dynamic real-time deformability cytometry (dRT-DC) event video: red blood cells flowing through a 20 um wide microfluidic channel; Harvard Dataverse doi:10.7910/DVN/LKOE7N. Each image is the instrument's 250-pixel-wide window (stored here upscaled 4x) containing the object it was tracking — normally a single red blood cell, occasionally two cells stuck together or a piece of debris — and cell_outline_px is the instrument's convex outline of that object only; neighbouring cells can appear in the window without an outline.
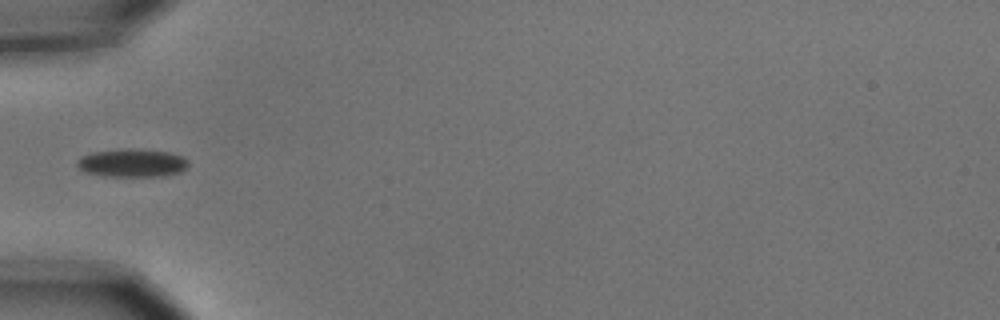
{"species": "common noctule bat (a hibernating species)", "species_latin": "Nyctalus noctula", "temperature_condition": "cold", "stored_images_in_passage": 6, "camera_frame_rate_fps": 3000, "um_per_image_px": 0.085, "animal": {"sex": "male", "body_mass_g": 15.6}, "frame": {"image": 1, "passage_image": 4, "time_ms": 1.0, "image_size_px": [1000, 320], "cell_outline_px": [[188, 164], [180, 172], [164, 176], [104, 176], [88, 172], [80, 168], [76, 164], [76, 160], [80, 156], [92, 152], [124, 148], [132, 148], [168, 152], [180, 156], [188, 160]], "centroid_in_image_um": [11.2, 13.84], "position_along_channel_um": 73.8, "area_um2": 18.21}}
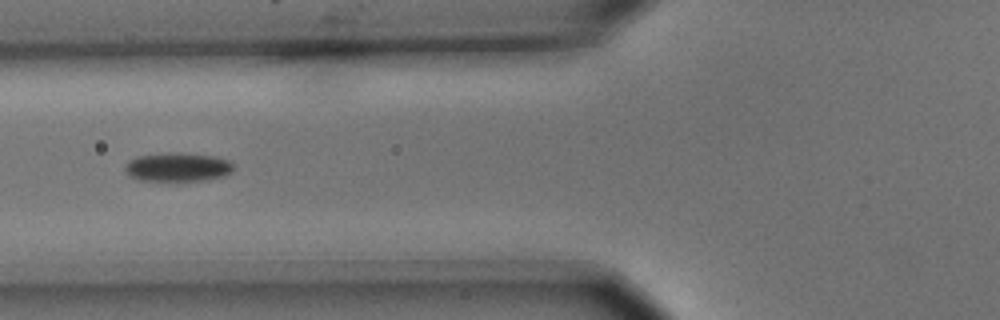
{"frame": {"image": 2, "passage_image": 5, "time_ms": 1.333, "image_size_px": [1000, 320], "cell_outline_px": [[232, 172], [224, 176], [208, 180], [140, 180], [128, 176], [124, 168], [124, 164], [128, 160], [136, 156], [212, 156], [228, 160], [232, 164]], "centroid_in_image_um": [15.07, 14.27], "position_along_channel_um": 110.7, "area_um2": 17.05}}
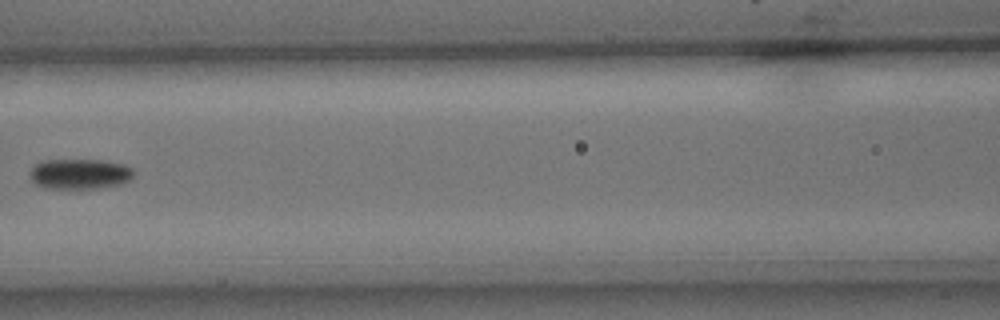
{"frame": {"image": 3, "passage_image": 6, "time_ms": 1.667, "image_size_px": [1000, 320], "cell_outline_px": [[136, 172], [128, 180], [120, 184], [96, 188], [48, 188], [36, 184], [32, 180], [28, 172], [40, 160], [104, 160], [124, 164], [132, 168]], "centroid_in_image_um": [6.78, 14.77], "position_along_channel_um": 159.8, "area_um2": 18.32}}